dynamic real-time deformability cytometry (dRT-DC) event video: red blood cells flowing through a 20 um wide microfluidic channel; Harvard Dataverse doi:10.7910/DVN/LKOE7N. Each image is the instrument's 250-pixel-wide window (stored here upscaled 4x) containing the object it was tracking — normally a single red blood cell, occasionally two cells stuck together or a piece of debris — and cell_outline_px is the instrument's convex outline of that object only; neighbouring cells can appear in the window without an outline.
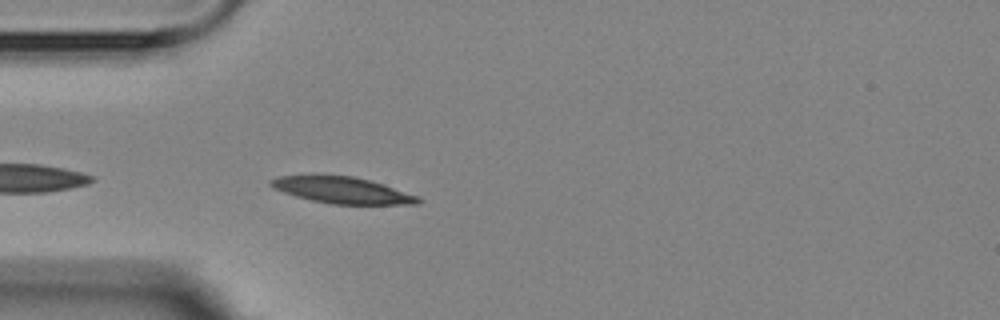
{"species": "Egyptian fruit bat (a non-hibernating species)", "species_latin": "Rousettus aegyptiacus", "temperature_condition": "room temperature", "stored_images_in_passage": 4, "camera_frame_rate_fps": 3000, "um_per_image_px": 0.085, "animal": {"sex": "female"}, "frame": {"image": 1, "passage_image": 4, "time_ms": 5.0, "image_size_px": [1000, 320], "cell_outline_px": [[424, 200], [420, 204], [332, 204], [312, 200], [296, 196], [272, 188], [268, 184], [268, 180], [276, 176], [312, 172], [352, 176], [368, 180], [420, 196]], "centroid_in_image_um": [28.99, 16.12], "position_along_channel_um": 56.0, "area_um2": 23.52}}